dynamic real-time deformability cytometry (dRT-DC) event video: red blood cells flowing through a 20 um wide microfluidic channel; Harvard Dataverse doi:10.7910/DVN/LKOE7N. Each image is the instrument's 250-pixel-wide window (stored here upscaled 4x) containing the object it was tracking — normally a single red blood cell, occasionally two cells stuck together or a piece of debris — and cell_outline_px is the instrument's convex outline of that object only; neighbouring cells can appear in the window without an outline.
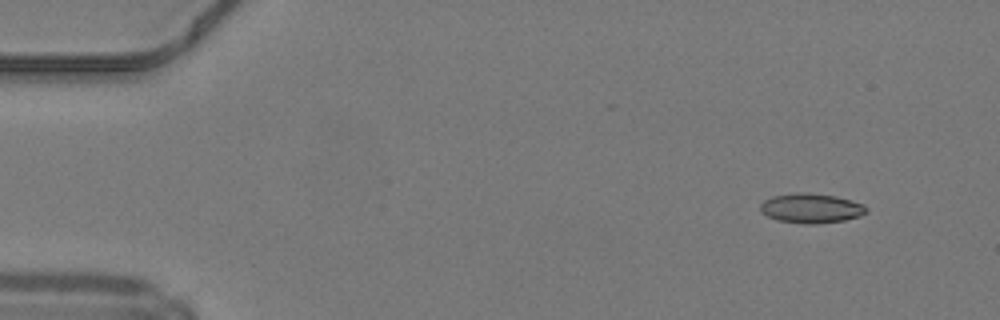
{"species": "common noctule bat (a hibernating species)", "species_latin": "Nyctalus noctula", "temperature_condition": "warm", "stored_images_in_passage": 45, "camera_frame_rate_fps": 3000, "um_per_image_px": 0.085, "animal": {"sex": "male", "body_mass_g": 19.2, "forearm_length_mm": 51.8}, "frame": {"image": 1, "passage_image": 1, "time_ms": 0.0, "image_size_px": [1000, 320], "cell_outline_px": [[868, 212], [860, 216], [844, 220], [816, 224], [804, 224], [776, 220], [760, 212], [760, 204], [764, 200], [772, 196], [796, 192], [808, 192], [836, 196], [864, 204], [868, 208]], "centroid_in_image_um": [68.94, 17.69], "position_along_channel_um": 16.1, "area_um2": 18.55}}
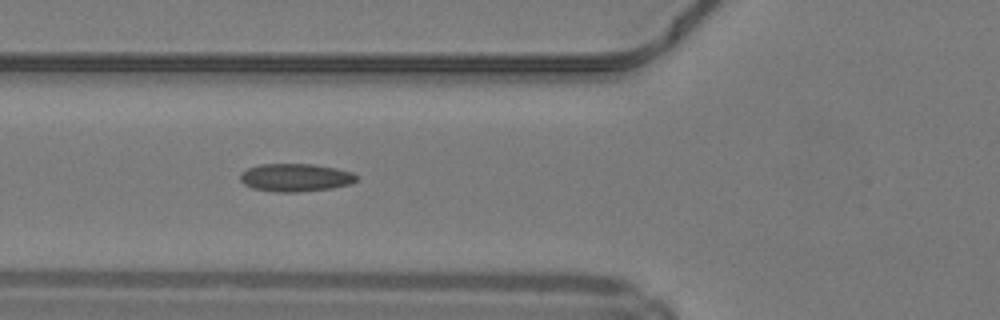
{"frame": {"image": 2, "passage_image": 15, "time_ms": 4.667, "image_size_px": [1000, 320], "cell_outline_px": [[360, 176], [356, 180], [348, 184], [332, 188], [300, 192], [276, 192], [252, 188], [244, 184], [240, 180], [240, 172], [248, 168], [260, 164], [312, 164], [336, 168], [352, 172]], "centroid_in_image_um": [25.1, 15.09], "position_along_channel_um": 100.7, "area_um2": 19.02}}
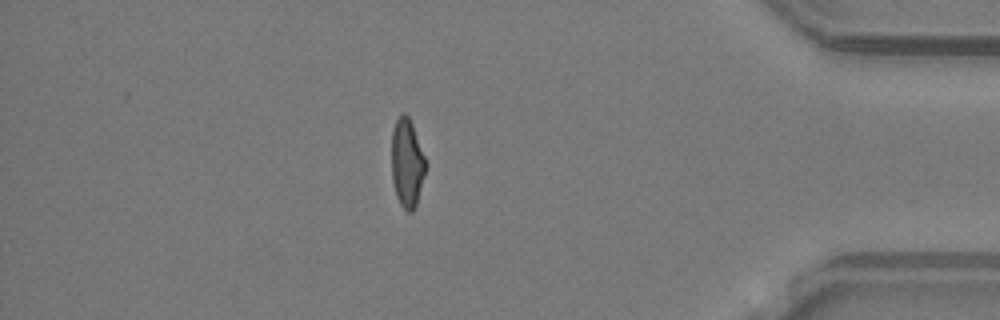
{"frame": {"image": 3, "passage_image": 39, "time_ms": 12.667, "image_size_px": [1000, 320], "cell_outline_px": [[428, 164], [416, 208], [412, 212], [408, 212], [400, 204], [396, 196], [392, 180], [392, 132], [396, 120], [400, 112], [404, 112], [408, 116], [412, 124]], "centroid_in_image_um": [34.62, 13.88], "position_along_channel_um": 400.6, "area_um2": 17.92}, "authors_computed_cell_mechanics": {"area_um2": 18.1492, "velocity_mm_per_s": 4.2328, "shape_relaxation_time_tau1_ms": null, "shape_relaxation_time_tau2_ms": 1.0786, "deformation_change_tau1": null, "deformation_change_tau2": 0.0693}}